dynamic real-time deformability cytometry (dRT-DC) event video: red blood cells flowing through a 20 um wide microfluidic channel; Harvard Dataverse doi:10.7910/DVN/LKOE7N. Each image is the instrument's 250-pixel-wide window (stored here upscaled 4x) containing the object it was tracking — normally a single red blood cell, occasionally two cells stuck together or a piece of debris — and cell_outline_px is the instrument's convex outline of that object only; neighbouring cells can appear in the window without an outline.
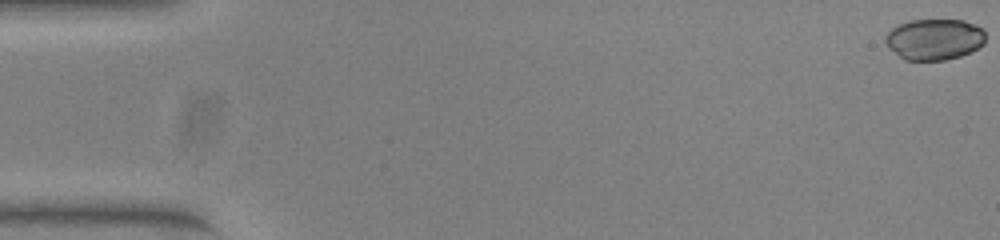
{"species": "common noctule bat (a hibernating species)", "species_latin": "Nyctalus noctula", "temperature_condition": "warm", "stored_images_in_passage": 53, "camera_frame_rate_fps": 3000, "um_per_image_px": 0.085, "animal": {"sex": "female", "body_mass_g": 23.0, "forearm_length_mm": 53.4}, "frame": {"image": 1, "passage_image": 1, "time_ms": 0.0, "image_size_px": [1000, 240], "cell_outline_px": [[984, 44], [960, 56], [944, 60], [904, 60], [888, 48], [884, 40], [884, 36], [892, 28], [908, 20], [964, 20], [984, 28]], "centroid_in_image_um": [79.39, 3.34], "position_along_channel_um": 5.6, "area_um2": 24.04}}
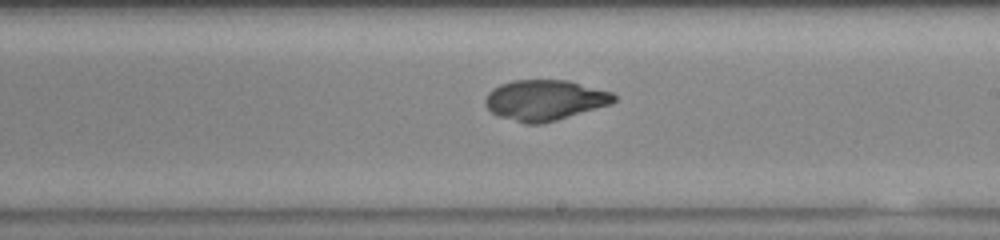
{"frame": {"image": 2, "passage_image": 31, "time_ms": 10.0, "image_size_px": [1000, 240], "cell_outline_px": [[616, 100], [612, 104], [556, 120], [540, 124], [524, 124], [500, 116], [492, 112], [484, 104], [484, 100], [488, 92], [492, 88], [500, 84], [512, 80], [568, 80], [612, 92], [616, 96]], "centroid_in_image_um": [46.3, 8.5], "position_along_channel_um": 242.7, "area_um2": 30.46}}
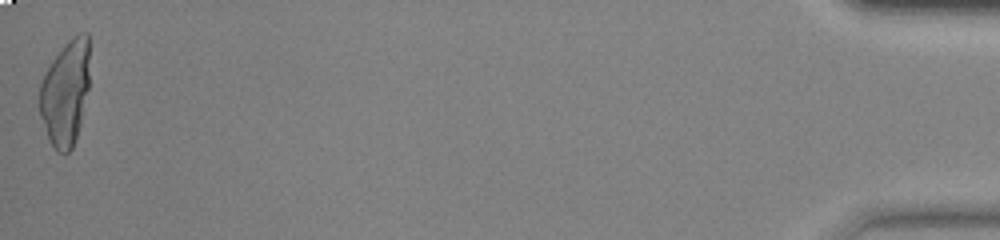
{"frame": {"image": 3, "passage_image": 53, "time_ms": 17.333, "image_size_px": [1000, 240], "cell_outline_px": [[88, 88], [80, 124], [72, 148], [68, 152], [56, 152], [48, 136], [40, 116], [40, 84], [52, 60], [68, 40], [72, 36], [80, 32], [88, 32]], "centroid_in_image_um": [5.56, 7.87], "position_along_channel_um": 429.6, "area_um2": 30.17}}